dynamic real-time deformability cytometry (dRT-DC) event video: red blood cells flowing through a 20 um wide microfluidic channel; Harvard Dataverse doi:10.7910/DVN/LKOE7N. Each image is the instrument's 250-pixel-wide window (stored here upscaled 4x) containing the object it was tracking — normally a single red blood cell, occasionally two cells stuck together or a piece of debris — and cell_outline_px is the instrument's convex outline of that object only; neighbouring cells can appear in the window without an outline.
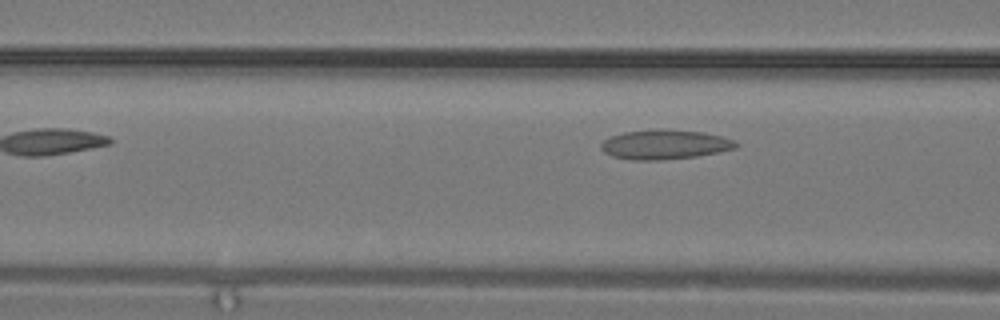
{"species": "common noctule bat (a hibernating species)", "species_latin": "Nyctalus noctula", "temperature_condition": "warm", "stored_images_in_passage": 5, "camera_frame_rate_fps": 3000, "um_per_image_px": 0.085, "animal": {"sex": "male", "body_mass_g": 19.2, "forearm_length_mm": 51.8}, "frame": {"image": 1, "passage_image": 5, "time_ms": 1.333, "image_size_px": [1000, 320], "cell_outline_px": [[740, 144], [736, 148], [720, 152], [696, 156], [660, 160], [632, 160], [612, 156], [604, 152], [600, 148], [600, 144], [604, 140], [612, 136], [624, 132], [656, 128], [704, 132], [736, 140]], "centroid_in_image_um": [56.52, 12.27], "position_along_channel_um": 110.1, "area_um2": 23.41}}